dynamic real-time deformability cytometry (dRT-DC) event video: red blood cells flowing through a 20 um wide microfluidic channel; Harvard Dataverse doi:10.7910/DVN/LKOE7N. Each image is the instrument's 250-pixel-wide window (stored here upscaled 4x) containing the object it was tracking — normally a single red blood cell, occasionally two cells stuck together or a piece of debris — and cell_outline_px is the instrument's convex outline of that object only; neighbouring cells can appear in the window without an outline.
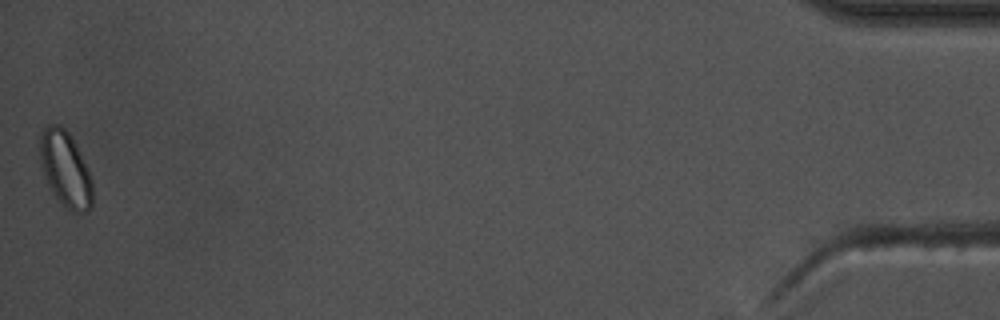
{"species": "common noctule bat (a hibernating species)", "species_latin": "Nyctalus noctula", "temperature_condition": "warm", "stored_images_in_passage": 42, "camera_frame_rate_fps": 3000, "um_per_image_px": 0.085, "animal": {"sex": "male", "body_mass_g": 17.5, "forearm_length_mm": 52.3}, "frame": {"image": 1, "passage_image": 42, "time_ms": 13.667, "image_size_px": [1000, 320], "cell_outline_px": [[92, 208], [88, 212], [72, 212], [64, 208], [52, 192], [44, 176], [40, 164], [40, 132], [48, 124], [60, 124], [72, 136], [88, 168], [92, 180]], "centroid_in_image_um": [5.56, 14.38], "position_along_channel_um": 429.6, "area_um2": 23.58}, "authors_computed_cell_mechanics": {"area_um2": 14.8257, "velocity_mm_per_s": 3.7019, "shape_relaxation_time_tau1_ms": null, "shape_relaxation_time_tau2_ms": 1.886, "deformation_change_tau1": null, "deformation_change_tau2": 0.0374}}